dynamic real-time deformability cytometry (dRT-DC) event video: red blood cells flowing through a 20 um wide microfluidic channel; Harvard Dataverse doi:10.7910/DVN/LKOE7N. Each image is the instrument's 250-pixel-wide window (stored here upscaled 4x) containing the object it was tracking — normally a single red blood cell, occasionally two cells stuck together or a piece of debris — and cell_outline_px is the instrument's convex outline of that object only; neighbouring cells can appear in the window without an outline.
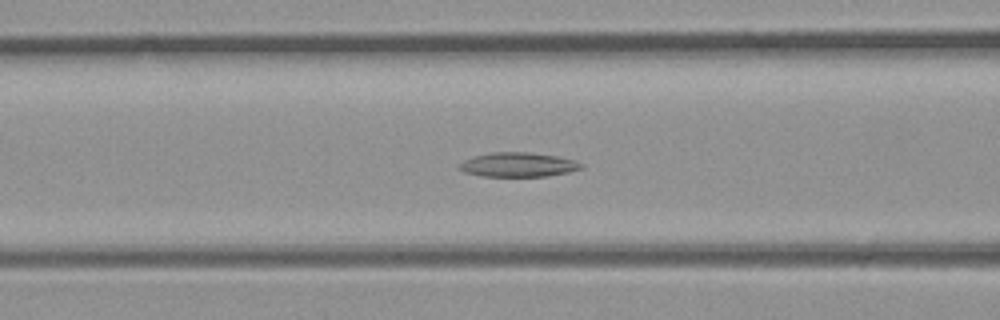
{"species": "common noctule bat (a hibernating species)", "species_latin": "Nyctalus noctula", "temperature_condition": "room temperature", "stored_images_in_passage": 25, "camera_frame_rate_fps": 3000, "um_per_image_px": 0.085, "animal": {"sex": "male", "body_mass_g": 23.1, "forearm_length_mm": 52.7}, "frame": {"image": 1, "passage_image": 6, "time_ms": 1.667, "image_size_px": [1000, 320], "cell_outline_px": [[584, 168], [568, 172], [548, 176], [484, 176], [464, 172], [456, 168], [456, 164], [472, 156], [492, 152], [528, 152], [556, 156], [576, 160], [584, 164]], "centroid_in_image_um": [44.02, 13.99], "position_along_channel_um": 122.6, "area_um2": 17.51}}
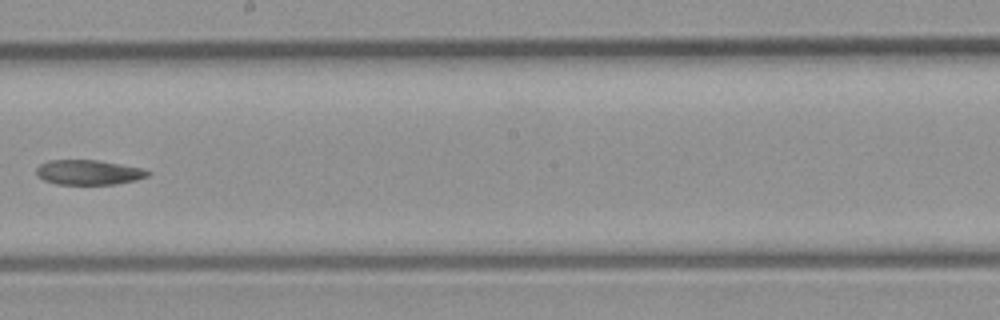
{"frame": {"image": 2, "passage_image": 12, "time_ms": 3.667, "image_size_px": [1000, 320], "cell_outline_px": [[152, 172], [148, 176], [136, 180], [116, 184], [56, 184], [44, 180], [36, 176], [36, 168], [40, 164], [48, 160], [96, 160], [144, 168]], "centroid_in_image_um": [7.53, 14.65], "position_along_channel_um": 240.7, "area_um2": 16.24}}
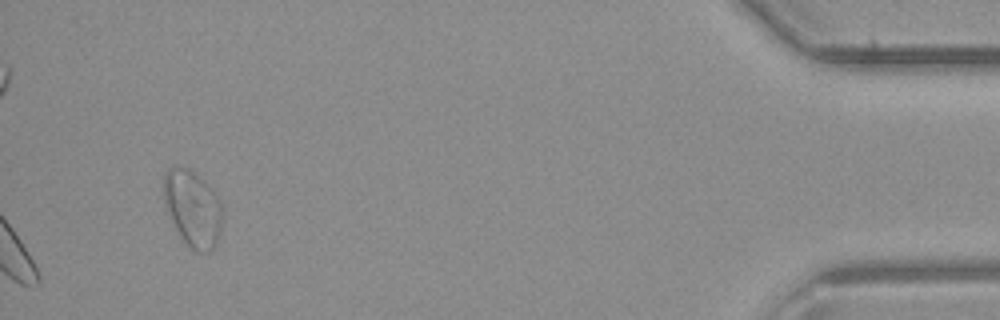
{"frame": {"image": 3, "passage_image": 25, "time_ms": 8.0, "image_size_px": [1000, 320], "cell_outline_px": [[220, 228], [216, 244], [208, 252], [196, 252], [184, 240], [176, 228], [172, 220], [164, 200], [164, 176], [168, 168], [188, 168], [200, 176], [208, 184], [216, 196], [220, 204]], "centroid_in_image_um": [16.37, 17.7], "position_along_channel_um": 418.8, "area_um2": 25.14}}